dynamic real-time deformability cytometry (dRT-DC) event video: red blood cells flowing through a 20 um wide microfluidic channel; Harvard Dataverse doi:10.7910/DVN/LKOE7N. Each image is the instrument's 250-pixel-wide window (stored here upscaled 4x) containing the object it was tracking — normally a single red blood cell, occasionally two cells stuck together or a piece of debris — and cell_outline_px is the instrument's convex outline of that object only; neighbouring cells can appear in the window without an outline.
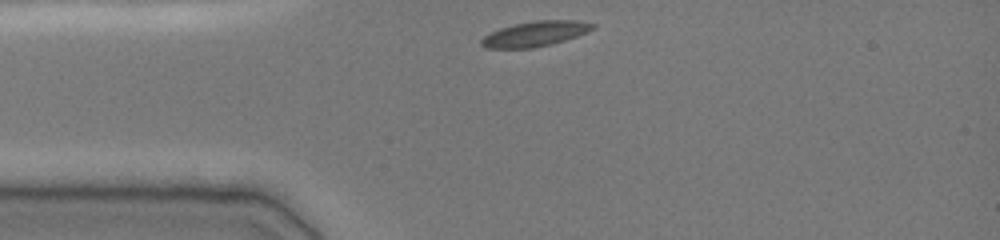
{"species": "common noctule bat (a hibernating species)", "species_latin": "Nyctalus noctula", "temperature_condition": "cold", "stored_images_in_passage": 10, "camera_frame_rate_fps": 3000, "um_per_image_px": 0.085, "animal": {"sex": "female", "body_mass_g": 19.0, "forearm_length_mm": 51.5}, "frame": {"image": 1, "passage_image": 1, "time_ms": 0.0, "image_size_px": [1000, 240], "cell_outline_px": [[596, 28], [588, 32], [552, 44], [532, 48], [484, 48], [480, 44], [480, 40], [484, 36], [500, 28], [532, 20], [576, 20], [596, 24]], "centroid_in_image_um": [45.51, 2.87], "position_along_channel_um": 39.5, "area_um2": 16.36}}
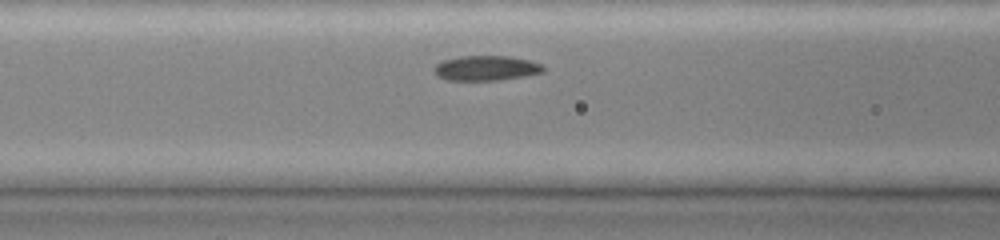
{"frame": {"image": 2, "passage_image": 5, "time_ms": 2.667, "image_size_px": [1000, 240], "cell_outline_px": [[544, 72], [524, 76], [500, 80], [448, 80], [436, 76], [432, 68], [436, 64], [444, 60], [460, 56], [508, 56], [528, 60], [540, 64], [544, 68]], "centroid_in_image_um": [41.28, 5.79], "position_along_channel_um": 125.3, "area_um2": 15.84}}
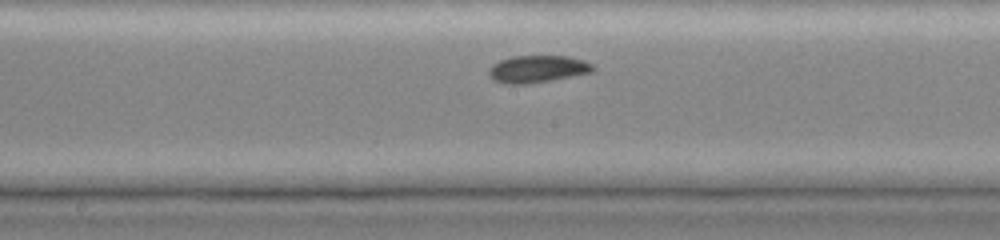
{"frame": {"image": 3, "passage_image": 9, "time_ms": 4.667, "image_size_px": [1000, 240], "cell_outline_px": [[596, 68], [592, 72], [528, 84], [504, 84], [492, 80], [488, 76], [488, 72], [492, 64], [500, 60], [512, 56], [568, 56], [584, 60], [592, 64]], "centroid_in_image_um": [45.65, 5.86], "position_along_channel_um": 202.6, "area_um2": 16.59}}